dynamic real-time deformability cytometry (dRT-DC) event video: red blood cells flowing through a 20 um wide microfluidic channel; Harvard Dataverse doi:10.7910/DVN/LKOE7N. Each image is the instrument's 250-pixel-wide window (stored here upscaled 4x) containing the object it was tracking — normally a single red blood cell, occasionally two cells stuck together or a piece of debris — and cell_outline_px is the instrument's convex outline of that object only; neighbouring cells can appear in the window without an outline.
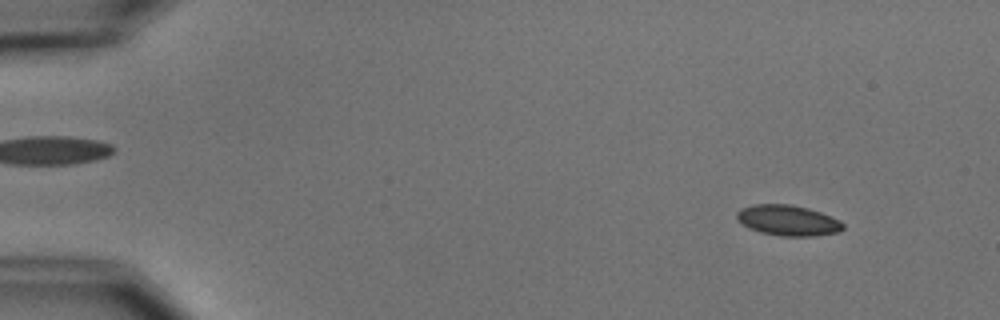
{"species": "common noctule bat (a hibernating species)", "species_latin": "Nyctalus noctula", "temperature_condition": "cold", "stored_images_in_passage": 4, "camera_frame_rate_fps": 3000, "um_per_image_px": 0.085, "animal": {"sex": "male", "body_mass_g": 15.6}, "frame": {"image": 1, "passage_image": 1, "time_ms": 0.0, "image_size_px": [1000, 320], "cell_outline_px": [[844, 228], [840, 232], [816, 236], [780, 236], [760, 232], [748, 228], [736, 216], [736, 212], [740, 208], [752, 204], [792, 204], [808, 208], [820, 212], [840, 220], [844, 224]], "centroid_in_image_um": [66.99, 18.73], "position_along_channel_um": 18.0, "area_um2": 19.07}}
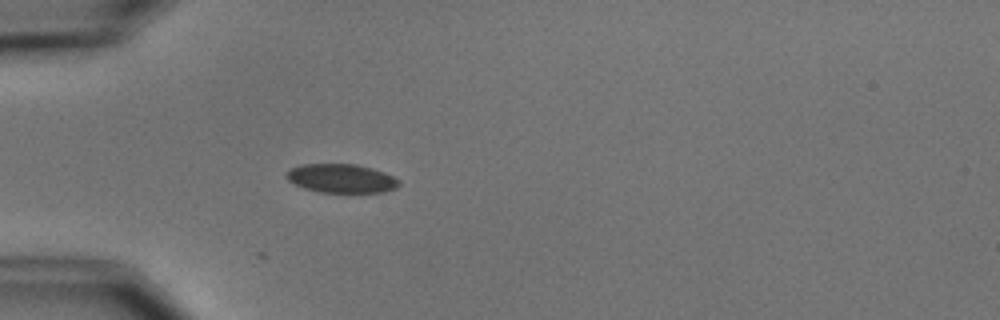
{"frame": {"image": 2, "passage_image": 4, "time_ms": 3.667, "image_size_px": [1000, 320], "cell_outline_px": [[400, 184], [396, 188], [384, 192], [320, 192], [304, 188], [288, 180], [284, 176], [288, 168], [300, 164], [356, 164], [372, 168], [392, 176], [400, 180]], "centroid_in_image_um": [28.98, 15.15], "position_along_channel_um": 56.0, "area_um2": 18.96}}